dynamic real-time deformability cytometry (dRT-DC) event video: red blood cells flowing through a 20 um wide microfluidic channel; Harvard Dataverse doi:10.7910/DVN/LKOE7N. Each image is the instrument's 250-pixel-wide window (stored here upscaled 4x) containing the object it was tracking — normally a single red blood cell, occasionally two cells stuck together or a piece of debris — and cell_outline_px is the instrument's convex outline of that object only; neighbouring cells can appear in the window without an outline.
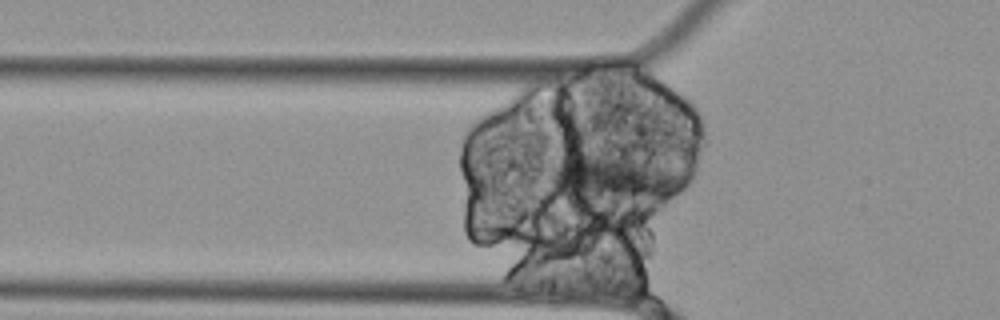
{"species": "Egyptian fruit bat (a non-hibernating species)", "species_latin": "Rousettus aegyptiacus", "temperature_condition": "cold", "stored_images_in_passage": 44, "segment_of_instrument_passage": [1, 2], "camera_frame_rate_fps": 3000, "um_per_image_px": 0.085, "animal": {"sex": "female"}, "frame": {"image": 1, "passage_image": 13, "time_ms": 4.0, "image_size_px": [1000, 320], "cell_outline_px": [[688, 180], [676, 192], [660, 200], [592, 204], [564, 196], [548, 180], [548, 168], [560, 156], [576, 148], [684, 172], [688, 176]], "centroid_in_image_um": [52.0, 15.18], "position_along_channel_um": 73.8, "area_um2": 38.73}}